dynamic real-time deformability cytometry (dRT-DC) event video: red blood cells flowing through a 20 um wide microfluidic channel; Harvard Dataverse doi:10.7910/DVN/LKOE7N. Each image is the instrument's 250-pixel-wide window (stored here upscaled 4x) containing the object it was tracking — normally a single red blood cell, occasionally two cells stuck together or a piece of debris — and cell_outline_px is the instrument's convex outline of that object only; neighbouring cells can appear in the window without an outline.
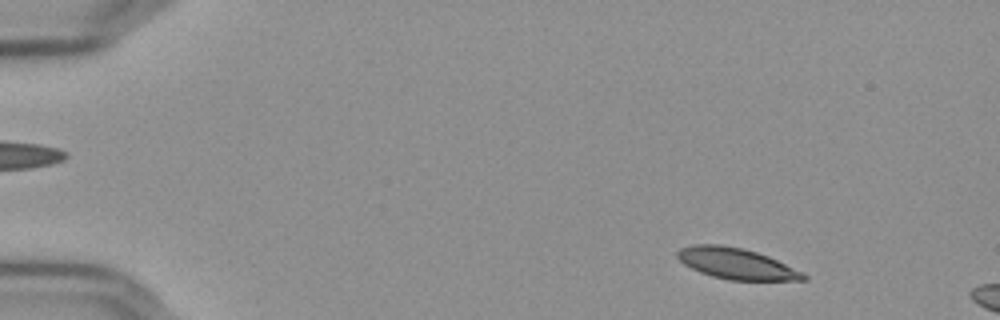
{"species": "Egyptian fruit bat (a non-hibernating species)", "species_latin": "Rousettus aegyptiacus", "temperature_condition": "cold", "stored_images_in_passage": 11, "camera_frame_rate_fps": 3000, "um_per_image_px": 0.085, "frame": {"image": 1, "passage_image": 5, "time_ms": 1.333, "image_size_px": [1000, 320], "cell_outline_px": [[808, 280], [728, 280], [712, 276], [700, 272], [684, 264], [676, 256], [676, 252], [680, 248], [692, 244], [720, 244], [740, 248], [756, 252], [768, 256], [804, 272], [808, 276]], "centroid_in_image_um": [62.59, 22.41], "position_along_channel_um": 22.4, "area_um2": 22.77}}